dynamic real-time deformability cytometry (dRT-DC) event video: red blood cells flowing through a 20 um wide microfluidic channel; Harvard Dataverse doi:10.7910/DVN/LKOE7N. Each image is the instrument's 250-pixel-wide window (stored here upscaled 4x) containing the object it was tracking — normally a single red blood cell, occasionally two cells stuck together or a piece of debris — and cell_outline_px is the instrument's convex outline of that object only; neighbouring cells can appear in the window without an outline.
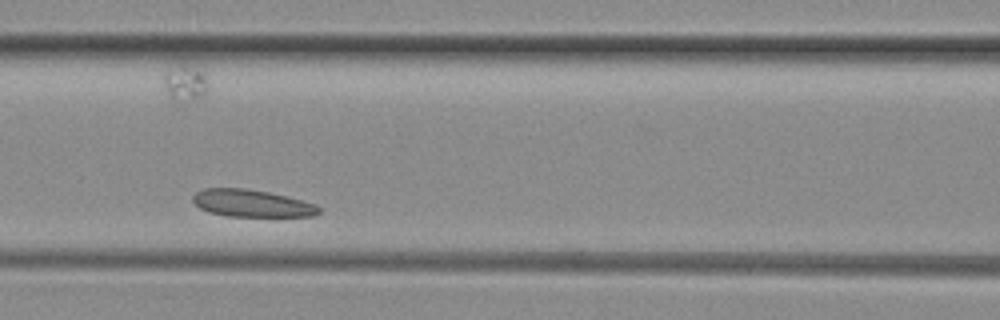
{"species": "common noctule bat (a hibernating species)", "species_latin": "Nyctalus noctula", "temperature_condition": "room temperature", "stored_images_in_passage": 10, "camera_frame_rate_fps": 3000, "um_per_image_px": 0.085, "animal": {"sex": "female", "body_mass_g": 29.2, "forearm_length_mm": 56.3}, "frame": {"image": 1, "passage_image": 4, "time_ms": 1.0, "image_size_px": [1000, 320], "cell_outline_px": [[320, 212], [312, 216], [228, 216], [208, 212], [200, 208], [192, 200], [192, 196], [196, 192], [204, 188], [248, 188], [268, 192], [316, 204], [320, 208]], "centroid_in_image_um": [21.36, 17.27], "position_along_channel_um": 145.2, "area_um2": 19.88}}
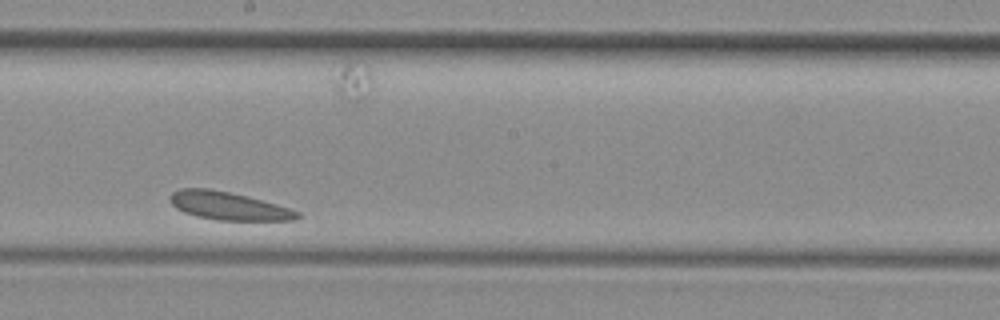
{"frame": {"image": 2, "passage_image": 6, "time_ms": 1.667, "image_size_px": [1000, 320], "cell_outline_px": [[304, 216], [296, 220], [216, 220], [196, 216], [184, 212], [176, 208], [168, 200], [168, 196], [172, 192], [180, 188], [208, 188], [248, 196], [276, 204], [300, 212]], "centroid_in_image_um": [19.41, 17.5], "position_along_channel_um": 228.8, "area_um2": 20.92}}
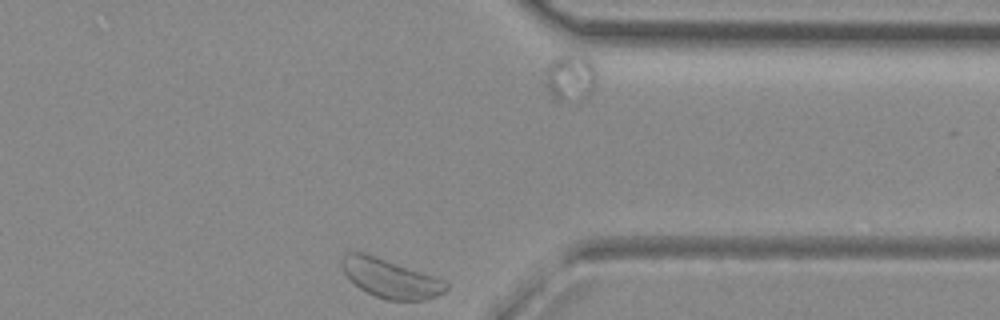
{"frame": {"image": 3, "passage_image": 10, "time_ms": 3.0, "image_size_px": [1000, 320], "cell_outline_px": [[448, 288], [444, 292], [436, 296], [424, 300], [388, 300], [376, 296], [360, 288], [344, 272], [340, 264], [340, 256], [344, 252], [364, 252], [448, 280]], "centroid_in_image_um": [33.2, 23.63], "position_along_channel_um": 378.2, "area_um2": 23.76}}